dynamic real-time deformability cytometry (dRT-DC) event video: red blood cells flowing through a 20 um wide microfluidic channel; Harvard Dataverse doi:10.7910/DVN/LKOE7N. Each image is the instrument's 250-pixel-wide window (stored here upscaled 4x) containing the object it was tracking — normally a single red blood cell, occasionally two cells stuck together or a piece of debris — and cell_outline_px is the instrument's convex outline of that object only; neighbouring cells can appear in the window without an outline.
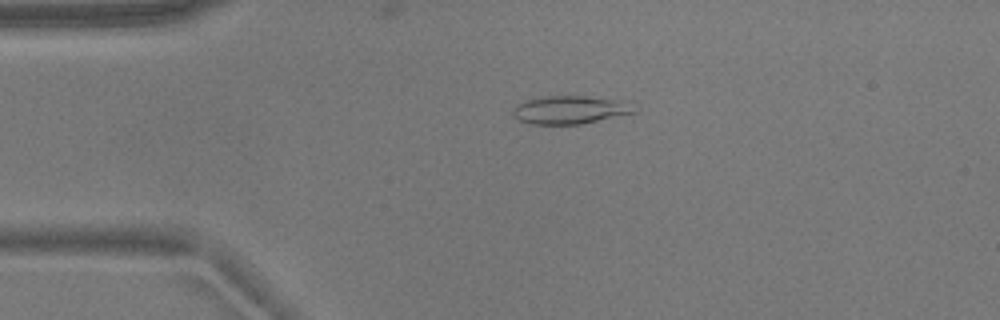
{"species": "common noctule bat (a hibernating species)", "species_latin": "Nyctalus noctula", "temperature_condition": "warm", "stored_images_in_passage": 40, "camera_frame_rate_fps": 3000, "um_per_image_px": 0.085, "animal": {"sex": "male", "body_mass_g": 17.9}, "frame": {"image": 1, "passage_image": 1, "time_ms": 0.0, "image_size_px": [1000, 320], "cell_outline_px": [[640, 108], [636, 112], [580, 124], [528, 124], [516, 120], [512, 116], [512, 108], [516, 104], [524, 100], [548, 96], [588, 96], [636, 100]], "centroid_in_image_um": [48.56, 9.31], "position_along_channel_um": 36.4, "area_um2": 20.81}}
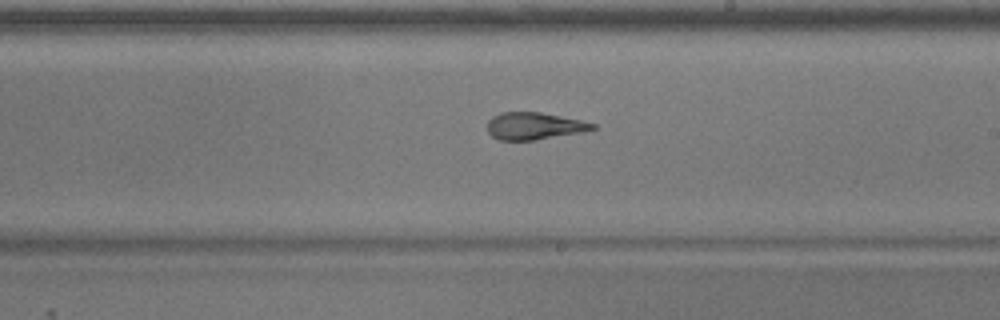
{"frame": {"image": 2, "passage_image": 20, "time_ms": 6.333, "image_size_px": [1000, 320], "cell_outline_px": [[596, 128], [584, 132], [536, 140], [500, 140], [492, 136], [488, 132], [488, 120], [492, 116], [500, 112], [540, 112], [580, 120], [596, 124]], "centroid_in_image_um": [45.4, 10.71], "position_along_channel_um": 243.6, "area_um2": 16.7}}
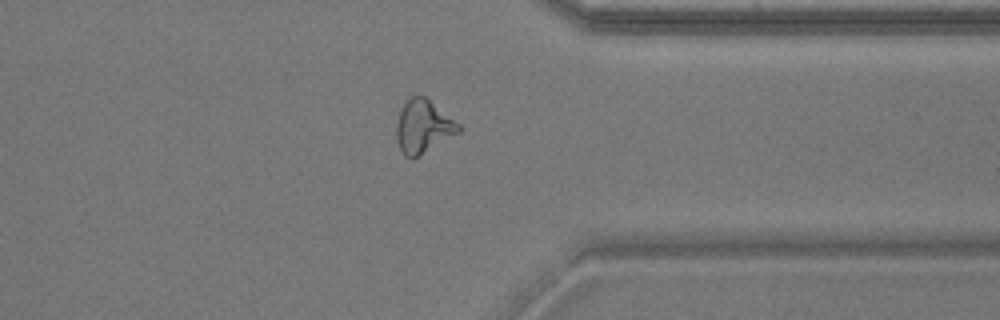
{"frame": {"image": 3, "passage_image": 31, "time_ms": 10.0, "image_size_px": [1000, 320], "cell_outline_px": [[460, 132], [416, 156], [404, 156], [400, 148], [396, 136], [396, 124], [400, 108], [412, 96], [424, 96], [460, 124]], "centroid_in_image_um": [35.95, 10.73], "position_along_channel_um": 375.4, "area_um2": 18.67}}